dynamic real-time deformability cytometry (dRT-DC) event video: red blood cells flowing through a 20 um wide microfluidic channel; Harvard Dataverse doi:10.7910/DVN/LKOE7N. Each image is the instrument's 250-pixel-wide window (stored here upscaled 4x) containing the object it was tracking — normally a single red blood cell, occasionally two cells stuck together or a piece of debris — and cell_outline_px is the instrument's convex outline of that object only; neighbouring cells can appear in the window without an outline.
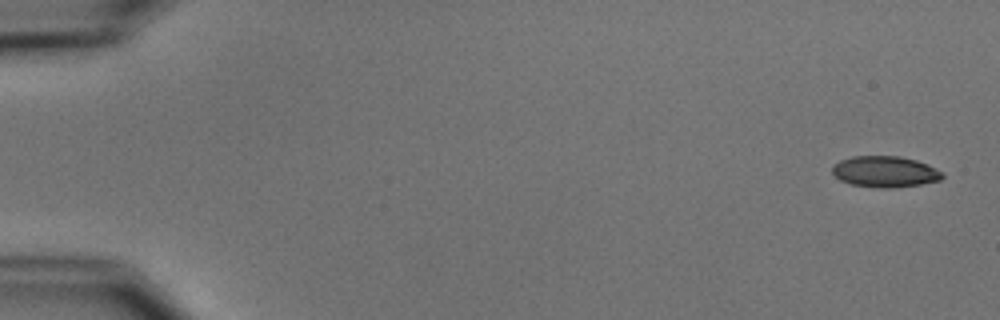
{"species": "common noctule bat (a hibernating species)", "species_latin": "Nyctalus noctula", "temperature_condition": "cold", "stored_images_in_passage": 6, "camera_frame_rate_fps": 3000, "um_per_image_px": 0.085, "animal": {"sex": "male", "body_mass_g": 15.6}, "frame": {"image": 1, "passage_image": 1, "time_ms": 0.0, "image_size_px": [1000, 320], "cell_outline_px": [[944, 176], [940, 180], [920, 184], [892, 188], [880, 188], [852, 184], [840, 180], [832, 172], [832, 168], [840, 160], [852, 156], [900, 156], [916, 160], [928, 164], [944, 172]], "centroid_in_image_um": [75.26, 14.59], "position_along_channel_um": 9.7, "area_um2": 19.94}}
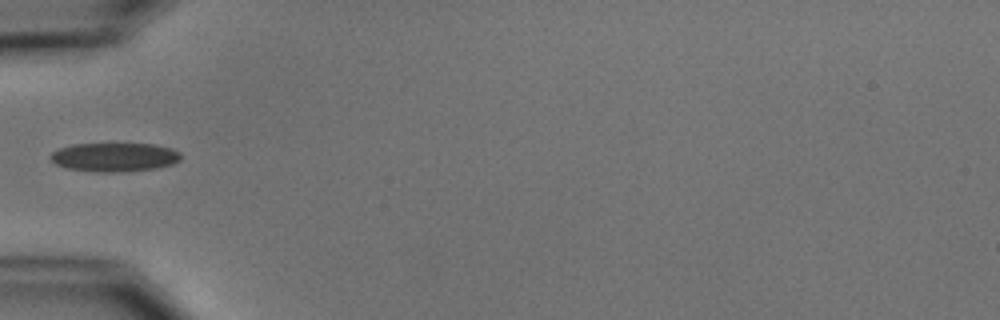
{"frame": {"image": 2, "passage_image": 5, "time_ms": 5.667, "image_size_px": [1000, 320], "cell_outline_px": [[180, 160], [172, 164], [156, 168], [120, 172], [96, 172], [68, 168], [56, 164], [48, 156], [52, 152], [60, 148], [72, 144], [152, 144], [172, 148], [180, 152]], "centroid_in_image_um": [9.73, 13.35], "position_along_channel_um": 75.3, "area_um2": 21.85}}